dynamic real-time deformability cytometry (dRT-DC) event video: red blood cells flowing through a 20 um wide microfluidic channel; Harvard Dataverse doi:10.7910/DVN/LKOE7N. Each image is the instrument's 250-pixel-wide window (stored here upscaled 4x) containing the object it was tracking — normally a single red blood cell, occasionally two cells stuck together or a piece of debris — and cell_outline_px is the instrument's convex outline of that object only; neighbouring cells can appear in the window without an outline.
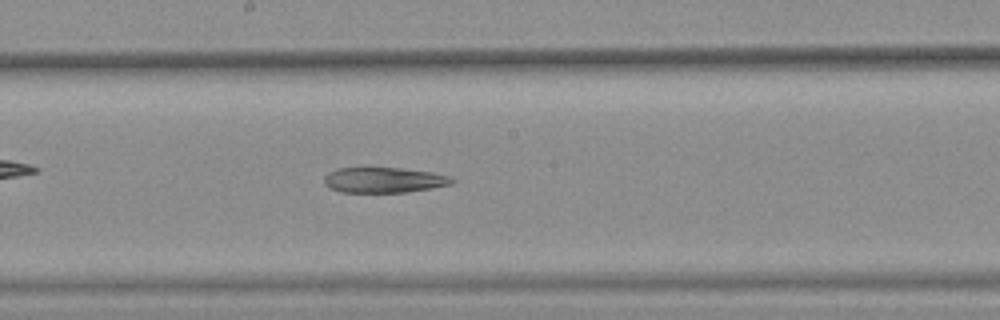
{"species": "common noctule bat (a hibernating species)", "species_latin": "Nyctalus noctula", "temperature_condition": "warm", "stored_images_in_passage": 40, "camera_frame_rate_fps": 3000, "um_per_image_px": 0.085, "animal": {"sex": "female", "body_mass_g": 25.1}, "frame": {"image": 1, "passage_image": 23, "time_ms": 7.333, "image_size_px": [1000, 320], "cell_outline_px": [[456, 180], [452, 184], [432, 188], [404, 192], [340, 192], [328, 188], [324, 184], [324, 176], [328, 172], [336, 168], [364, 164], [368, 164], [432, 172], [448, 176]], "centroid_in_image_um": [32.52, 15.25], "position_along_channel_um": 215.7, "area_um2": 19.94}}
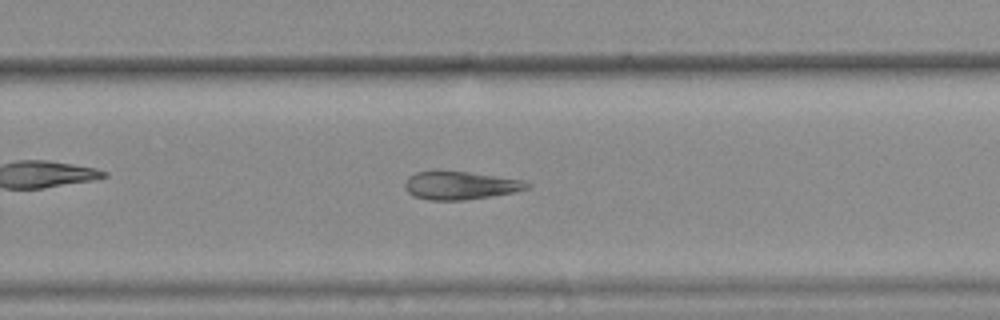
{"frame": {"image": 2, "passage_image": 29, "time_ms": 9.333, "image_size_px": [1000, 320], "cell_outline_px": [[532, 188], [512, 192], [464, 200], [428, 200], [412, 196], [404, 188], [404, 184], [408, 176], [416, 172], [468, 172], [524, 180], [532, 184]], "centroid_in_image_um": [39.13, 15.77], "position_along_channel_um": 290.7, "area_um2": 19.83}, "authors_computed_cell_mechanics": {"area_um2": 21.7328, "velocity_mm_per_s": 3.7601, "shape_relaxation_time_tau1_ms": null, "shape_relaxation_time_tau2_ms": 7.9671, "deformation_change_tau1": null, "deformation_change_tau2": 0.1914}}